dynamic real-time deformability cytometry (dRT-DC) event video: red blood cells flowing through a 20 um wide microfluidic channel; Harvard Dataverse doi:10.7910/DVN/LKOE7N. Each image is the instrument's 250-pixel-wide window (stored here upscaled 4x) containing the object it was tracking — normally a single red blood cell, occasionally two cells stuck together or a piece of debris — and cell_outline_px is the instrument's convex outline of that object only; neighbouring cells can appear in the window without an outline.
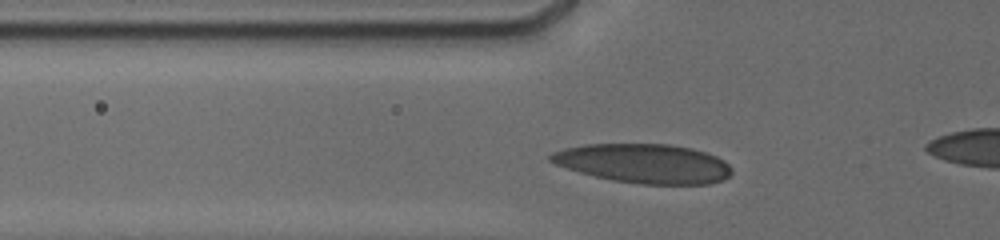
{"species": "human", "species_latin": "Homo sapiens", "temperature_condition": "cold", "stored_images_in_passage": 25, "segment_of_instrument_passage": [1, 2], "camera_frame_rate_fps": 3000, "um_per_image_px": 0.085, "donor": {"sex": "male"}, "frame": {"image": 1, "passage_image": 12, "time_ms": 4.667, "image_size_px": [1000, 240], "cell_outline_px": [[732, 172], [724, 180], [708, 184], [640, 184], [612, 180], [580, 172], [556, 164], [548, 160], [548, 156], [552, 152], [564, 148], [584, 144], [668, 144], [692, 148], [716, 156], [724, 160], [732, 168]], "centroid_in_image_um": [54.74, 13.89], "position_along_channel_um": 71.1, "area_um2": 41.38}}
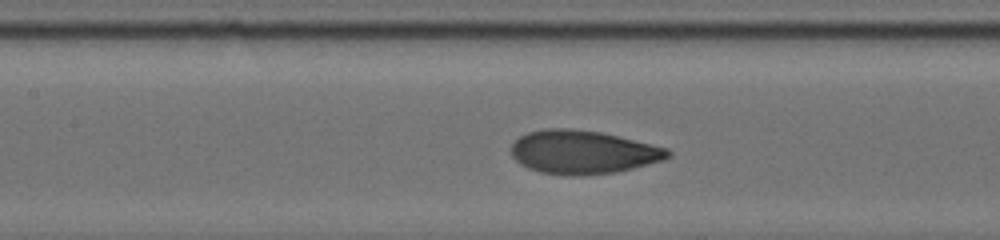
{"frame": {"image": 2, "passage_image": 18, "time_ms": 7.0, "image_size_px": [1000, 240], "cell_outline_px": [[672, 156], [664, 160], [616, 172], [580, 176], [568, 176], [540, 172], [528, 168], [520, 164], [512, 156], [512, 144], [520, 136], [528, 132], [552, 128], [568, 128], [600, 132], [668, 148], [672, 152]], "centroid_in_image_um": [49.56, 12.94], "position_along_channel_um": 157.8, "area_um2": 39.65}}
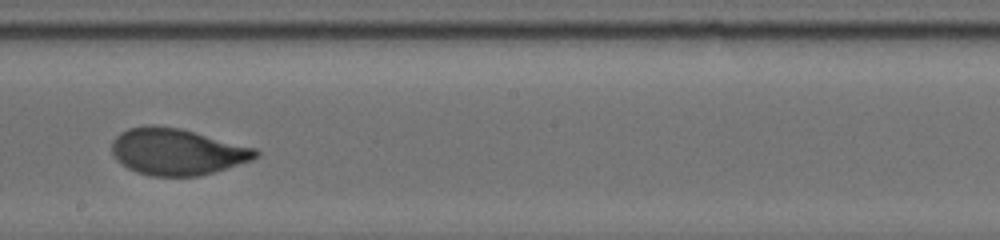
{"frame": {"image": 3, "passage_image": 23, "time_ms": 9.0, "image_size_px": [1000, 240], "cell_outline_px": [[260, 156], [252, 160], [200, 176], [152, 176], [136, 172], [120, 164], [116, 160], [112, 152], [112, 140], [120, 132], [128, 128], [152, 124], [180, 128], [256, 148], [260, 152]], "centroid_in_image_um": [15.03, 12.89], "position_along_channel_um": 233.2, "area_um2": 39.19}}